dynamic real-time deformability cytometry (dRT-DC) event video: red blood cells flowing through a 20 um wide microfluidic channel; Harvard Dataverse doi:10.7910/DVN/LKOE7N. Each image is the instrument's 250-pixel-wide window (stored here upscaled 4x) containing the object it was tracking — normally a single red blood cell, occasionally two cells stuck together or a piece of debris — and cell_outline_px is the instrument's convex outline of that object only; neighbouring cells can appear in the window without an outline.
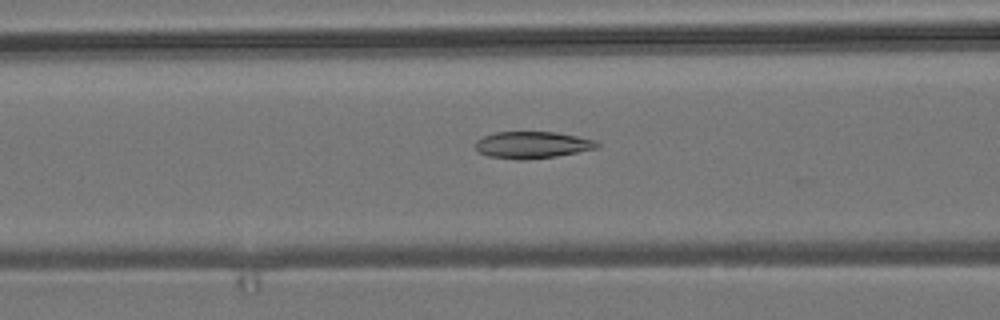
{"species": "common noctule bat (a hibernating species)", "species_latin": "Nyctalus noctula", "temperature_condition": "room temperature", "stored_images_in_passage": 51, "camera_frame_rate_fps": 3000, "um_per_image_px": 0.085, "animal": {"sex": "male", "body_mass_g": 19.2, "forearm_length_mm": 51.8}, "frame": {"image": 1, "passage_image": 21, "time_ms": 6.667, "image_size_px": [1000, 320], "cell_outline_px": [[600, 144], [596, 148], [556, 156], [524, 160], [516, 160], [488, 156], [480, 152], [476, 148], [476, 140], [484, 136], [496, 132], [556, 132], [596, 140]], "centroid_in_image_um": [45.23, 12.32], "position_along_channel_um": 121.4, "area_um2": 18.9}}
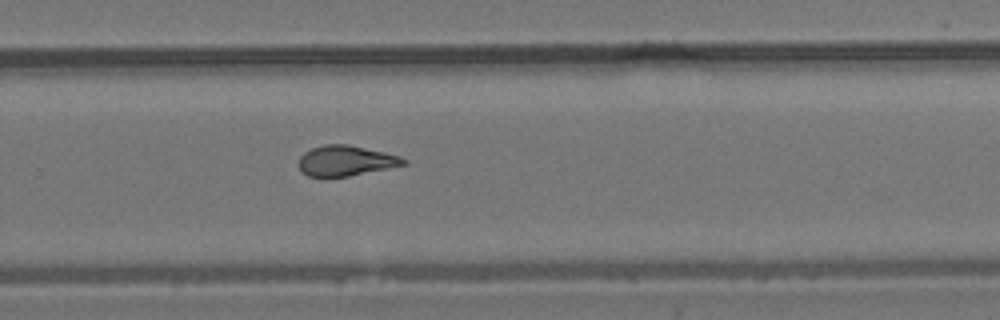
{"frame": {"image": 2, "passage_image": 35, "time_ms": 11.333, "image_size_px": [1000, 320], "cell_outline_px": [[408, 164], [348, 176], [308, 176], [300, 168], [300, 156], [304, 152], [312, 148], [324, 144], [348, 144], [384, 152], [400, 156], [408, 160]], "centroid_in_image_um": [29.43, 13.64], "position_along_channel_um": 300.4, "area_um2": 18.32}}
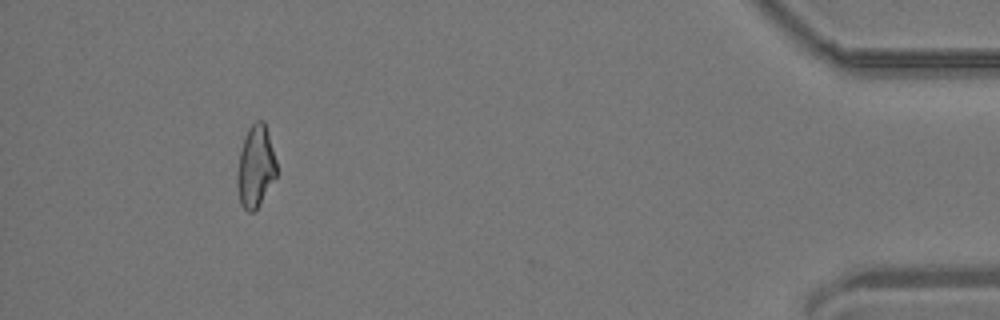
{"frame": {"image": 3, "passage_image": 49, "time_ms": 16.0, "image_size_px": [1000, 320], "cell_outline_px": [[276, 176], [260, 204], [252, 212], [248, 212], [240, 204], [236, 184], [236, 176], [240, 152], [244, 136], [248, 128], [256, 120], [264, 120], [276, 160]], "centroid_in_image_um": [21.7, 14.15], "position_along_channel_um": 413.5, "area_um2": 18.79}, "authors_computed_cell_mechanics": {"area_um2": 19.074, "velocity_mm_per_s": 3.8446, "shape_relaxation_time_tau1_ms": 10.689, "shape_relaxation_time_tau2_ms": 1.8681, "deformation_change_tau1": 0.2512, "deformation_change_tau2": 0.0906}}